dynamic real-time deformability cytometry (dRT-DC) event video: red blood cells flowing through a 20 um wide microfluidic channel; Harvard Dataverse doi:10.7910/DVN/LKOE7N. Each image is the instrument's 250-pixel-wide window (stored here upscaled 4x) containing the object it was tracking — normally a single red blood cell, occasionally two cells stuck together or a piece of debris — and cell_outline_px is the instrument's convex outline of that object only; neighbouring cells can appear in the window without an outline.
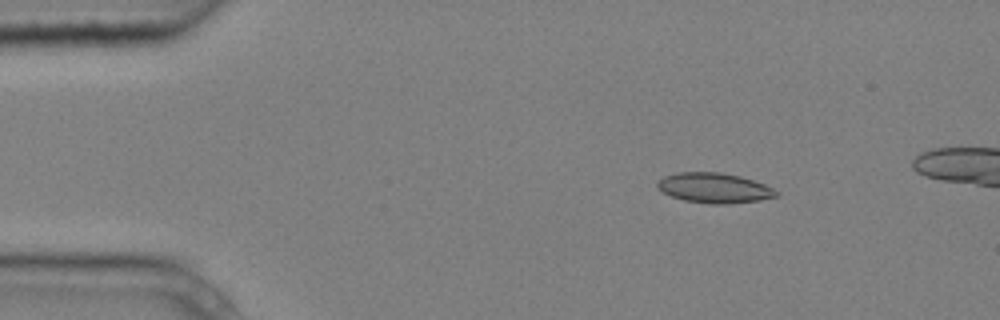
{"species": "common noctule bat (a hibernating species)", "species_latin": "Nyctalus noctula", "temperature_condition": "cold", "stored_images_in_passage": 6, "camera_frame_rate_fps": 3000, "um_per_image_px": 0.085, "animal": {"sex": "male", "body_mass_g": 20.4}, "frame": {"image": 1, "passage_image": 3, "time_ms": 0.667, "image_size_px": [1000, 320], "cell_outline_px": [[780, 192], [776, 196], [760, 200], [724, 204], [712, 204], [684, 200], [672, 196], [656, 188], [656, 184], [664, 176], [676, 172], [720, 172], [740, 176], [764, 184]], "centroid_in_image_um": [60.7, 15.97], "position_along_channel_um": 24.3, "area_um2": 20.69}}